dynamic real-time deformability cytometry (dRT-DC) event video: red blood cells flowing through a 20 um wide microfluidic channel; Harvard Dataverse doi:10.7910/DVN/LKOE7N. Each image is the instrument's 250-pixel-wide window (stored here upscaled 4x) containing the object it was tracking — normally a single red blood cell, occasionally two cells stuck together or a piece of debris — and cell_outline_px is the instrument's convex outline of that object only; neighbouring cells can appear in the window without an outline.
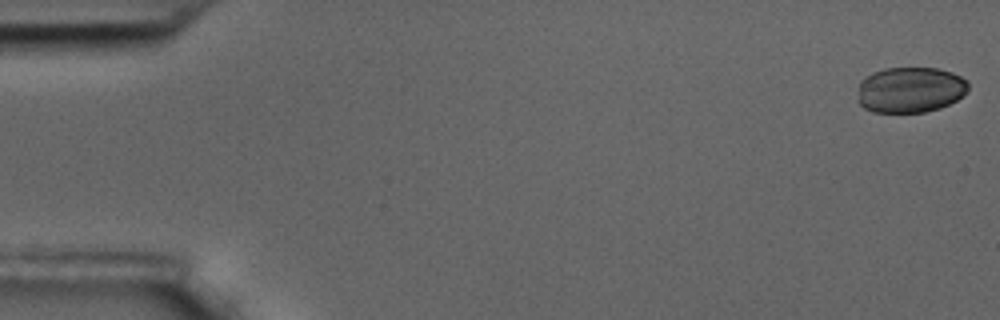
{"species": "common noctule bat (a hibernating species)", "species_latin": "Nyctalus noctula", "temperature_condition": "room temperature", "stored_images_in_passage": 59, "camera_frame_rate_fps": 3000, "um_per_image_px": 0.085, "animal": {"sex": "male", "body_mass_g": 17.5, "forearm_length_mm": 52.3}, "frame": {"image": 1, "passage_image": 1, "time_ms": 0.0, "image_size_px": [1000, 320], "cell_outline_px": [[968, 92], [964, 96], [940, 108], [924, 112], [872, 112], [864, 108], [856, 100], [860, 80], [864, 76], [872, 72], [884, 68], [936, 68], [952, 72], [968, 80]], "centroid_in_image_um": [77.35, 7.63], "position_along_channel_um": 7.7, "area_um2": 29.94}}
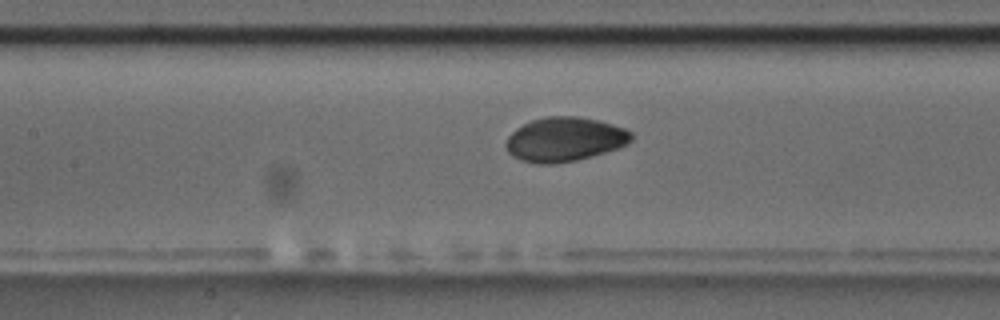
{"frame": {"image": 2, "passage_image": 27, "time_ms": 8.667, "image_size_px": [1000, 320], "cell_outline_px": [[632, 140], [628, 144], [620, 148], [592, 156], [576, 160], [552, 164], [540, 164], [524, 160], [512, 156], [508, 152], [504, 144], [508, 136], [516, 128], [532, 120], [544, 116], [580, 116], [600, 120], [624, 128], [632, 132]], "centroid_in_image_um": [48.01, 11.83], "position_along_channel_um": 159.4, "area_um2": 32.54}}
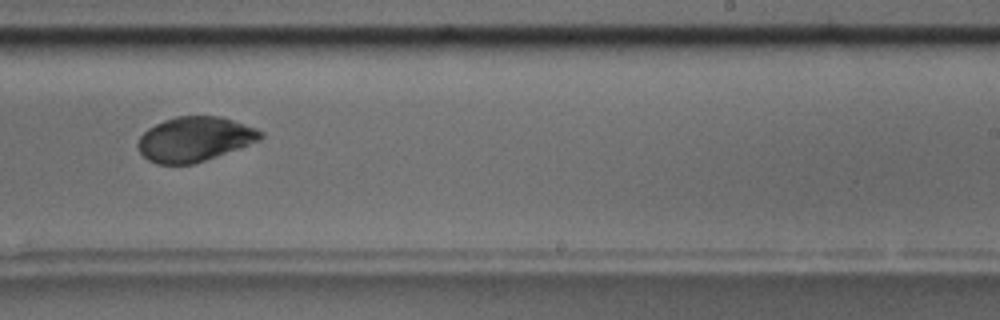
{"frame": {"image": 3, "passage_image": 37, "time_ms": 12.0, "image_size_px": [1000, 320], "cell_outline_px": [[264, 136], [260, 140], [204, 160], [192, 164], [156, 164], [148, 160], [140, 152], [136, 144], [140, 136], [148, 128], [164, 120], [176, 116], [220, 116], [256, 128], [264, 132]], "centroid_in_image_um": [16.52, 11.82], "position_along_channel_um": 272.5, "area_um2": 31.67}}